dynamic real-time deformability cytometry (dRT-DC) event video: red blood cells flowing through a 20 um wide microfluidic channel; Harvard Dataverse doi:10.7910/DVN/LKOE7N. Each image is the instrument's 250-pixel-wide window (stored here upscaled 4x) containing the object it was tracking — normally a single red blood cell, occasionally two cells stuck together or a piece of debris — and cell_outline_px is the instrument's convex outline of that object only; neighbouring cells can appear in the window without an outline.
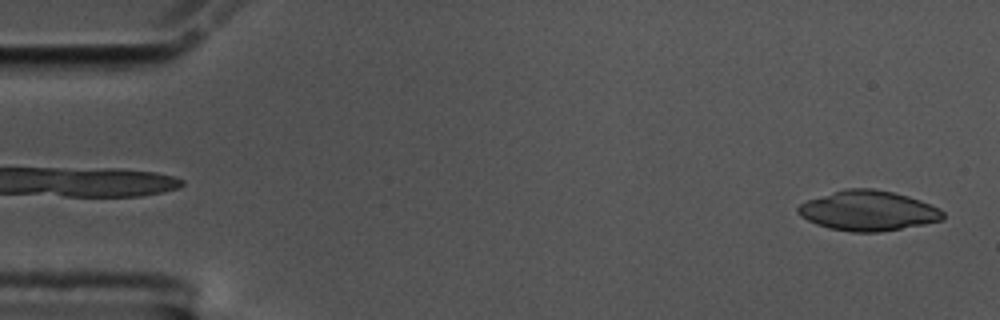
{"species": "common noctule bat (a hibernating species)", "species_latin": "Nyctalus noctula", "temperature_condition": "cold", "stored_images_in_passage": 54, "camera_frame_rate_fps": 3000, "um_per_image_px": 0.085, "animal": {"sex": "male", "body_mass_g": 17.5, "forearm_length_mm": 52.3}, "frame": {"image": 1, "passage_image": 1, "time_ms": 0.0, "image_size_px": [1000, 320], "cell_outline_px": [[944, 220], [924, 224], [880, 232], [852, 232], [828, 228], [816, 224], [800, 216], [796, 212], [796, 208], [800, 204], [808, 200], [844, 188], [872, 188], [892, 192], [908, 196], [920, 200], [940, 208], [944, 212]], "centroid_in_image_um": [73.79, 17.91], "position_along_channel_um": 11.2, "area_um2": 33.87}}